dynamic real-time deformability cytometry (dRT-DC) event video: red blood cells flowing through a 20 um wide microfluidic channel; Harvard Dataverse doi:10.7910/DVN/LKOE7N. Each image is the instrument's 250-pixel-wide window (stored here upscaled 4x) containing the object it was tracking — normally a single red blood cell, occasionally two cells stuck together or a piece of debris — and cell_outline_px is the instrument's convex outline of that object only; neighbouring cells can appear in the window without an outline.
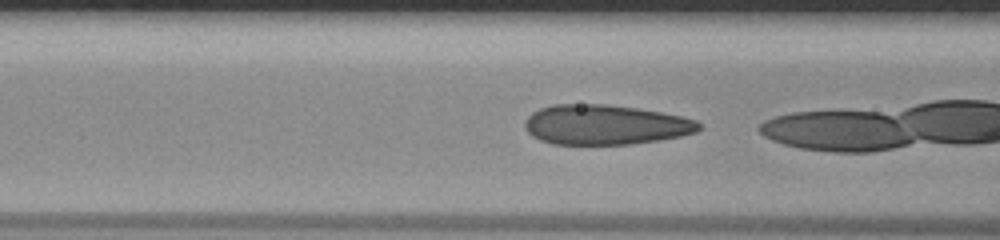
{"species": "human", "species_latin": "Homo sapiens", "temperature_condition": "room temperature", "stored_images_in_passage": 35, "camera_frame_rate_fps": 3000, "um_per_image_px": 0.085, "donor": {"sex": "male"}, "frame": {"image": 1, "passage_image": 15, "time_ms": 4.667, "image_size_px": [1000, 240], "cell_outline_px": [[700, 128], [696, 132], [680, 136], [632, 144], [552, 144], [540, 140], [532, 136], [524, 128], [524, 120], [532, 112], [540, 108], [552, 104], [604, 104], [636, 108], [660, 112], [680, 116], [696, 120], [700, 124]], "centroid_in_image_um": [51.39, 10.6], "position_along_channel_um": 115.2, "area_um2": 40.4}}
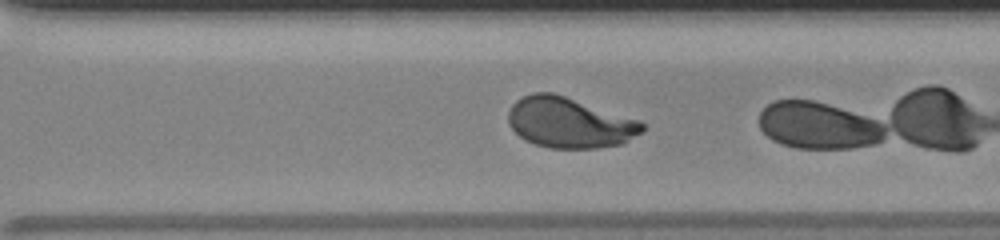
{"frame": {"image": 2, "passage_image": 31, "time_ms": 10.0, "image_size_px": [1000, 240], "cell_outline_px": [[644, 132], [624, 144], [596, 148], [548, 148], [524, 140], [508, 124], [508, 112], [512, 104], [516, 100], [532, 92], [552, 92], [640, 120], [644, 124]], "centroid_in_image_um": [48.42, 10.43], "position_along_channel_um": 322.2, "area_um2": 39.65}}